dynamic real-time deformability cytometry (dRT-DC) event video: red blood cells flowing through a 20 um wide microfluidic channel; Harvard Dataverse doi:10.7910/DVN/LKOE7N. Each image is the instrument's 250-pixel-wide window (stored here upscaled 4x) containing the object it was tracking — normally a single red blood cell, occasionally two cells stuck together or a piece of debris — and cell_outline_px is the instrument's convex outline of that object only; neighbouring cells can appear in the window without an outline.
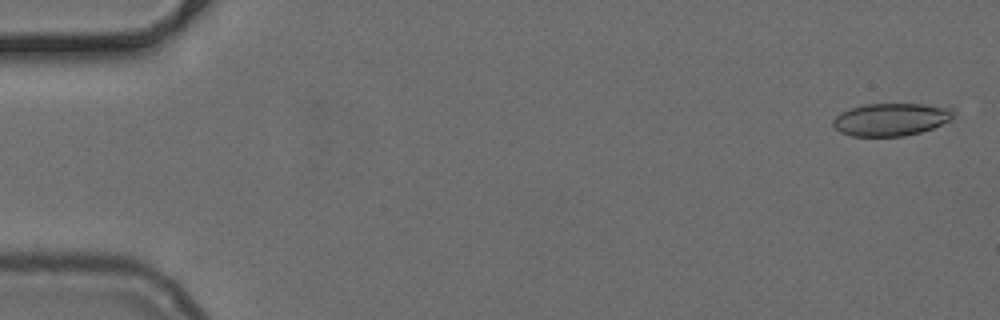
{"species": "common noctule bat (a hibernating species)", "species_latin": "Nyctalus noctula", "temperature_condition": "cold", "stored_images_in_passage": 16, "camera_frame_rate_fps": 3000, "um_per_image_px": 0.085, "animal": {"sex": "female", "body_mass_g": 24.6, "forearm_length_mm": 56.2}, "frame": {"image": 1, "passage_image": 2, "time_ms": 0.333, "image_size_px": [1000, 320], "cell_outline_px": [[956, 112], [952, 120], [932, 128], [920, 132], [904, 136], [852, 136], [840, 132], [832, 124], [832, 120], [840, 112], [864, 104], [920, 104], [952, 108]], "centroid_in_image_um": [75.75, 10.15], "position_along_channel_um": 9.3, "area_um2": 22.95}}
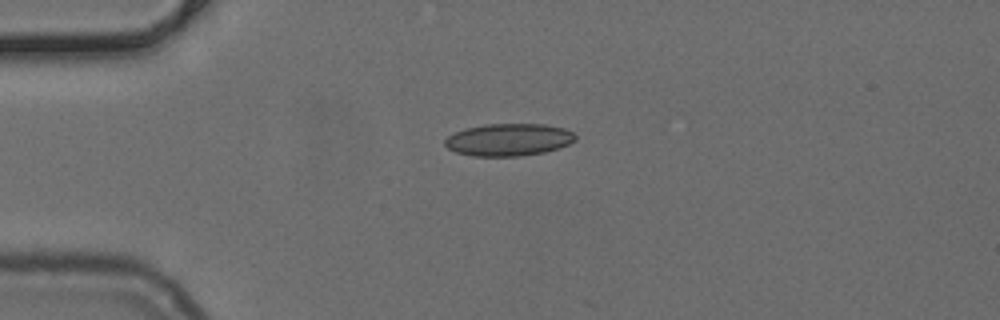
{"frame": {"image": 2, "passage_image": 13, "time_ms": 4.0, "image_size_px": [1000, 320], "cell_outline_px": [[576, 140], [560, 148], [544, 152], [520, 156], [472, 156], [456, 152], [448, 148], [444, 144], [444, 140], [448, 136], [464, 128], [488, 124], [544, 124], [564, 128], [572, 132], [576, 136]], "centroid_in_image_um": [43.24, 11.87], "position_along_channel_um": 41.8, "area_um2": 24.62}}